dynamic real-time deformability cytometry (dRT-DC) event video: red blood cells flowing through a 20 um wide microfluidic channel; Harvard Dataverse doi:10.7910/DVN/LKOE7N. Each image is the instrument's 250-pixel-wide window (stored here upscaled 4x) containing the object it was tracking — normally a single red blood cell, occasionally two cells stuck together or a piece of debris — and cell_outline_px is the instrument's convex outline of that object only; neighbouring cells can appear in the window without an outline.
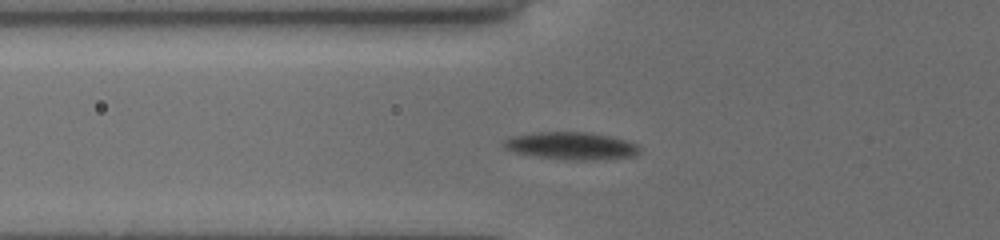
{"species": "common noctule bat (a hibernating species)", "species_latin": "Nyctalus noctula", "temperature_condition": "cold", "stored_images_in_passage": 6, "camera_frame_rate_fps": 3000, "um_per_image_px": 0.085, "animal": {"sex": "female", "body_mass_g": 19.5, "forearm_length_mm": 54.1}, "frame": {"image": 1, "passage_image": 2, "time_ms": 1.0, "image_size_px": [1000, 240], "cell_outline_px": [[640, 152], [632, 156], [592, 160], [572, 160], [536, 156], [512, 152], [504, 148], [504, 140], [512, 136], [540, 132], [588, 132], [608, 136], [624, 140], [636, 144], [640, 148]], "centroid_in_image_um": [48.53, 12.4], "position_along_channel_um": 77.3, "area_um2": 21.44}}
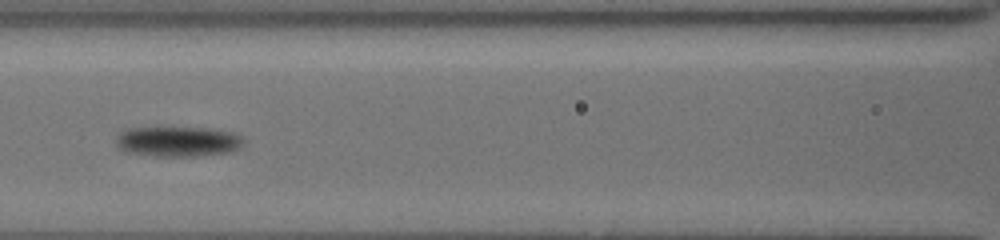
{"frame": {"image": 2, "passage_image": 4, "time_ms": 3.0, "image_size_px": [1000, 240], "cell_outline_px": [[244, 144], [228, 152], [200, 156], [156, 156], [124, 152], [116, 144], [116, 136], [128, 128], [200, 128], [228, 132], [240, 136]], "centroid_in_image_um": [15.05, 12.04], "position_along_channel_um": 151.5, "area_um2": 22.02}}
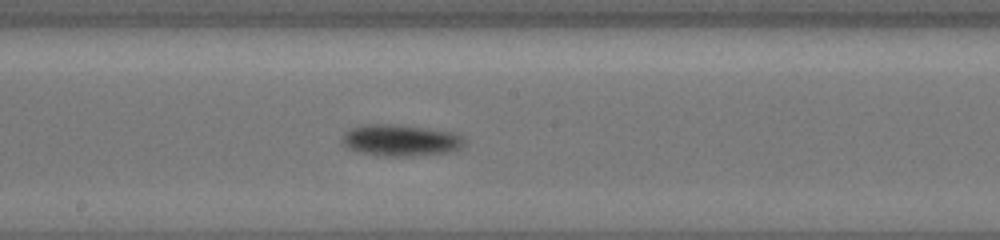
{"frame": {"image": 3, "passage_image": 6, "time_ms": 4.667, "image_size_px": [1000, 240], "cell_outline_px": [[464, 144], [460, 148], [448, 152], [412, 156], [384, 156], [360, 152], [348, 148], [344, 144], [344, 136], [352, 128], [368, 124], [392, 124], [448, 132], [460, 136], [464, 140]], "centroid_in_image_um": [34.04, 11.94], "position_along_channel_um": 214.2, "area_um2": 21.68}}